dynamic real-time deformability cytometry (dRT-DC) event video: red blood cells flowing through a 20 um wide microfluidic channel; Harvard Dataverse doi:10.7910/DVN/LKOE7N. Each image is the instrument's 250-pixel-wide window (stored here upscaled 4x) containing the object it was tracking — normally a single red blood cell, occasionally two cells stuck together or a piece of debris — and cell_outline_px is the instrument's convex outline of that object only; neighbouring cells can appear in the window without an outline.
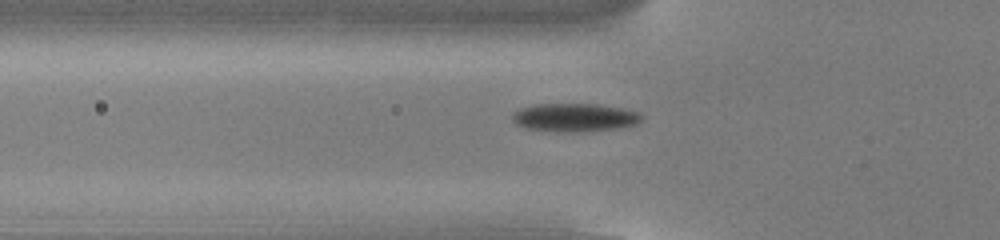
{"species": "common noctule bat (a hibernating species)", "species_latin": "Nyctalus noctula", "temperature_condition": "cold", "stored_images_in_passage": 54, "camera_frame_rate_fps": 3000, "um_per_image_px": 0.085, "animal": {"sex": "male", "body_mass_g": 13.0, "forearm_length_mm": 53.1}, "frame": {"image": 1, "passage_image": 19, "time_ms": 6.0, "image_size_px": [1000, 240], "cell_outline_px": [[644, 116], [636, 124], [620, 128], [584, 132], [564, 132], [528, 128], [516, 124], [512, 120], [512, 112], [520, 108], [536, 104], [596, 104], [620, 108], [640, 112]], "centroid_in_image_um": [48.86, 9.99], "position_along_channel_um": 76.9, "area_um2": 21.39}}
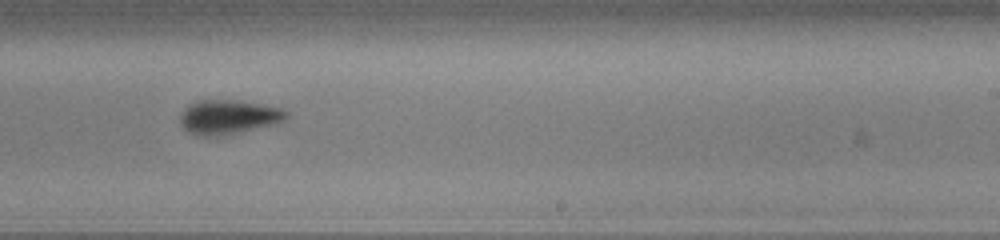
{"frame": {"image": 2, "passage_image": 34, "time_ms": 11.0, "image_size_px": [1000, 240], "cell_outline_px": [[288, 116], [284, 120], [276, 124], [240, 132], [208, 136], [196, 136], [188, 132], [180, 124], [180, 116], [184, 108], [188, 104], [196, 100], [236, 100], [260, 104], [280, 108], [288, 112]], "centroid_in_image_um": [19.38, 9.94], "position_along_channel_um": 269.6, "area_um2": 21.21}}
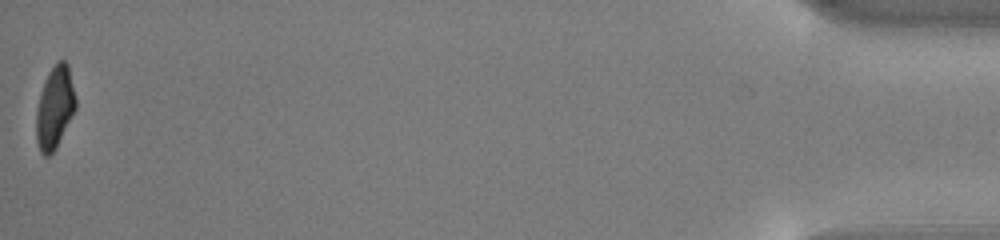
{"frame": {"image": 3, "passage_image": 54, "time_ms": 17.667, "image_size_px": [1000, 240], "cell_outline_px": [[76, 108], [56, 148], [48, 156], [44, 156], [40, 152], [36, 140], [36, 112], [40, 92], [48, 72], [56, 60], [64, 60], [68, 64], [76, 96]], "centroid_in_image_um": [4.65, 9.11], "position_along_channel_um": 430.5, "area_um2": 19.07}, "authors_computed_cell_mechanics": {"area_um2": 19.8832, "velocity_mm_per_s": 3.8595, "shape_relaxation_time_tau1_ms": 2.4884, "shape_relaxation_time_tau2_ms": 2.771, "deformation_change_tau1": 0.1255, "deformation_change_tau2": 0.0879}}